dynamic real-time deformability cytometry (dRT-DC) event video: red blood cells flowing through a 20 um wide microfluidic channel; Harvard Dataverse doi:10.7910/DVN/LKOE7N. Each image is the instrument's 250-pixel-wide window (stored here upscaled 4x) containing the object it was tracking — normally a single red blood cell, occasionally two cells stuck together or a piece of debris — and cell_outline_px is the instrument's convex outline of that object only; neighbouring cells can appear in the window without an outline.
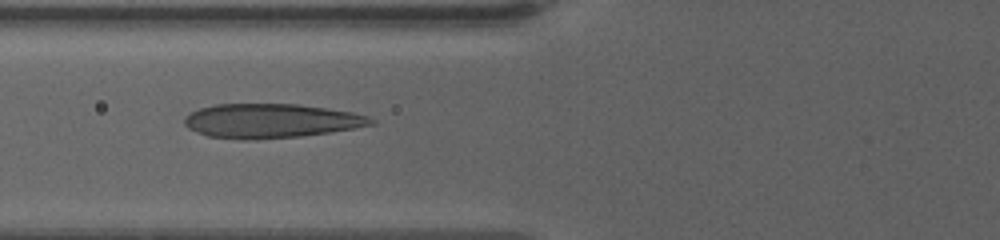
{"species": "human", "species_latin": "Homo sapiens", "temperature_condition": "warm", "stored_images_in_passage": 39, "camera_frame_rate_fps": 3000, "um_per_image_px": 0.085, "donor": {"sex": "female"}, "frame": {"image": 1, "passage_image": 4, "time_ms": 1.0, "image_size_px": [1000, 240], "cell_outline_px": [[376, 124], [332, 132], [300, 136], [256, 140], [240, 140], [208, 136], [196, 132], [188, 128], [184, 124], [184, 116], [188, 112], [200, 108], [216, 104], [300, 104], [328, 108], [352, 112], [368, 116], [376, 120]], "centroid_in_image_um": [23.02, 10.27], "position_along_channel_um": 102.8, "area_um2": 37.69}}
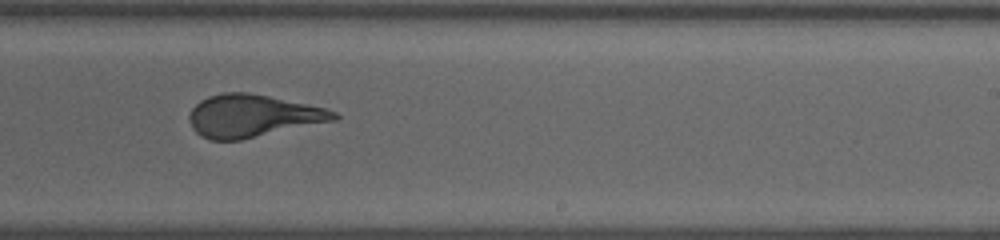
{"frame": {"image": 2, "passage_image": 18, "time_ms": 5.667, "image_size_px": [1000, 240], "cell_outline_px": [[340, 116], [336, 120], [240, 140], [208, 140], [200, 136], [192, 128], [188, 120], [188, 116], [192, 108], [200, 100], [208, 96], [224, 92], [248, 92], [268, 96], [324, 108], [336, 112]], "centroid_in_image_um": [21.42, 9.86], "position_along_channel_um": 267.6, "area_um2": 35.72}}
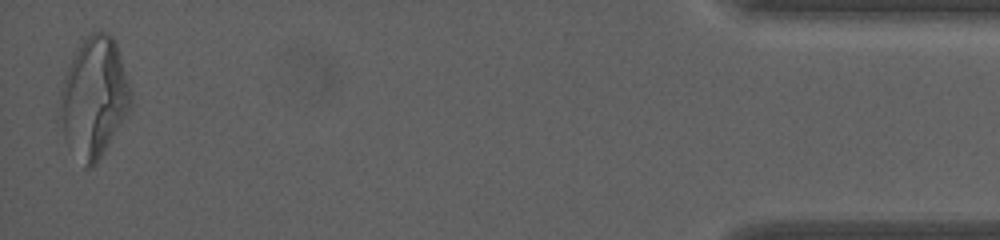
{"frame": {"image": 3, "passage_image": 38, "time_ms": 12.333, "image_size_px": [1000, 240], "cell_outline_px": [[132, 104], [128, 112], [96, 164], [92, 168], [84, 168], [56, 120], [60, 88], [68, 68], [76, 52], [84, 40], [92, 32], [108, 32], [112, 36], [116, 44], [120, 56], [132, 96]], "centroid_in_image_um": [7.96, 8.31], "position_along_channel_um": 427.2, "area_um2": 49.07}, "authors_computed_cell_mechanics": {"area_um2": 36.7608, "velocity_mm_per_s": 3.5224, "shape_relaxation_time_tau1_ms": 4.7169, "shape_relaxation_time_tau2_ms": 0.6791, "deformation_change_tau1": 0.2184, "deformation_change_tau2": 0.0997}}